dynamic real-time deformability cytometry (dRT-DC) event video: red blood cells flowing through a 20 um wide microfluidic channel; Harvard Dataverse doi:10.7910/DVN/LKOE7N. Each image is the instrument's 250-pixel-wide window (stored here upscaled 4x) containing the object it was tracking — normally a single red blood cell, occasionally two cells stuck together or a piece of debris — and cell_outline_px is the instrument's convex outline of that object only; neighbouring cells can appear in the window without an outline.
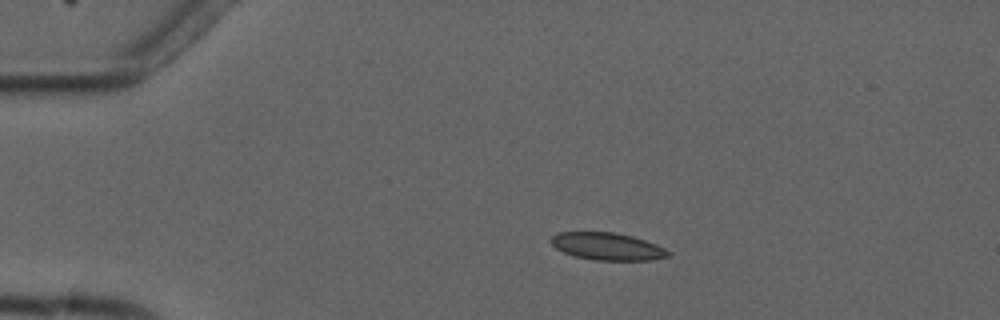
{"species": "common noctule bat (a hibernating species)", "species_latin": "Nyctalus noctula", "temperature_condition": "cold", "stored_images_in_passage": 9, "camera_frame_rate_fps": 3000, "um_per_image_px": 0.085, "animal": {"sex": "male", "forearm_length_mm": 52.5}, "frame": {"image": 1, "passage_image": 4, "time_ms": 3.667, "image_size_px": [1000, 320], "cell_outline_px": [[672, 256], [652, 260], [592, 260], [572, 256], [556, 248], [548, 240], [552, 236], [560, 232], [612, 232], [632, 236], [656, 244], [672, 252]], "centroid_in_image_um": [51.63, 20.95], "position_along_channel_um": 33.4, "area_um2": 18.84}}
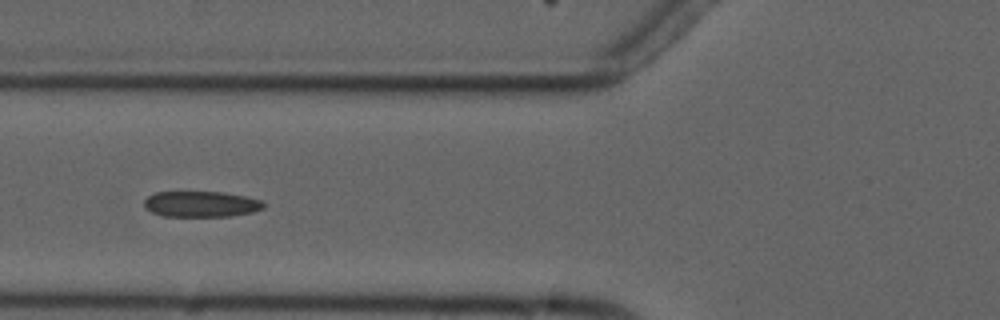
{"frame": {"image": 2, "passage_image": 7, "time_ms": 7.0, "image_size_px": [1000, 320], "cell_outline_px": [[264, 208], [252, 212], [232, 216], [160, 216], [144, 208], [144, 200], [148, 196], [156, 192], [224, 192], [264, 200]], "centroid_in_image_um": [17.09, 17.35], "position_along_channel_um": 108.7, "area_um2": 18.09}}
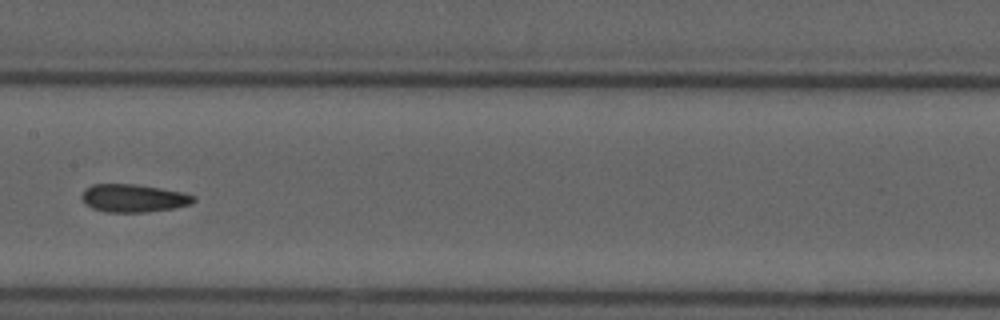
{"frame": {"image": 3, "passage_image": 9, "time_ms": 9.333, "image_size_px": [1000, 320], "cell_outline_px": [[196, 200], [192, 204], [172, 208], [144, 212], [104, 212], [92, 208], [84, 204], [80, 196], [84, 188], [92, 184], [136, 184], [160, 188], [180, 192], [196, 196]], "centroid_in_image_um": [11.29, 16.84], "position_along_channel_um": 196.1, "area_um2": 18.32}}